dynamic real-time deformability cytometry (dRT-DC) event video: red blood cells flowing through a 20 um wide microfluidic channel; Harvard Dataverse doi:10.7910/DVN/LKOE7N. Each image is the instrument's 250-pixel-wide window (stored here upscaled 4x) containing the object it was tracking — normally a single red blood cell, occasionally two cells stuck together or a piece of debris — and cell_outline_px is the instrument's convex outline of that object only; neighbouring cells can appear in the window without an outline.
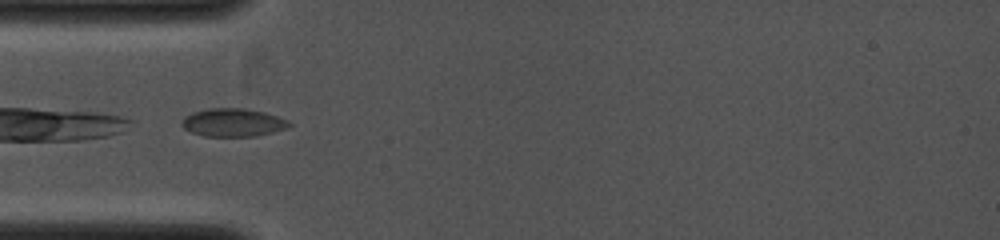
{"species": "common noctule bat (a hibernating species)", "species_latin": "Nyctalus noctula", "temperature_condition": "cold", "stored_images_in_passage": 19, "camera_frame_rate_fps": 4000, "um_per_image_px": 0.085, "animal": {"sex": "female", "body_mass_g": 19.0, "forearm_length_mm": 53.3}, "frame": {"image": 1, "passage_image": 1, "time_ms": 0.0, "image_size_px": [1000, 240], "cell_outline_px": [[292, 124], [288, 128], [256, 136], [204, 136], [192, 132], [184, 128], [180, 124], [184, 116], [192, 112], [208, 108], [244, 108], [264, 112], [288, 120]], "centroid_in_image_um": [19.79, 10.41], "position_along_channel_um": 65.2, "area_um2": 17.63}}
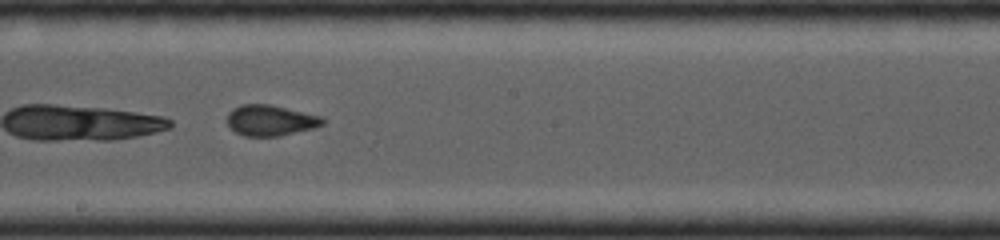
{"frame": {"image": 2, "passage_image": 9, "time_ms": 3.0, "image_size_px": [1000, 240], "cell_outline_px": [[324, 124], [312, 128], [280, 136], [244, 136], [236, 132], [224, 120], [228, 112], [232, 108], [240, 104], [268, 104], [320, 116], [324, 120]], "centroid_in_image_um": [22.91, 10.23], "position_along_channel_um": 225.3, "area_um2": 17.05}}